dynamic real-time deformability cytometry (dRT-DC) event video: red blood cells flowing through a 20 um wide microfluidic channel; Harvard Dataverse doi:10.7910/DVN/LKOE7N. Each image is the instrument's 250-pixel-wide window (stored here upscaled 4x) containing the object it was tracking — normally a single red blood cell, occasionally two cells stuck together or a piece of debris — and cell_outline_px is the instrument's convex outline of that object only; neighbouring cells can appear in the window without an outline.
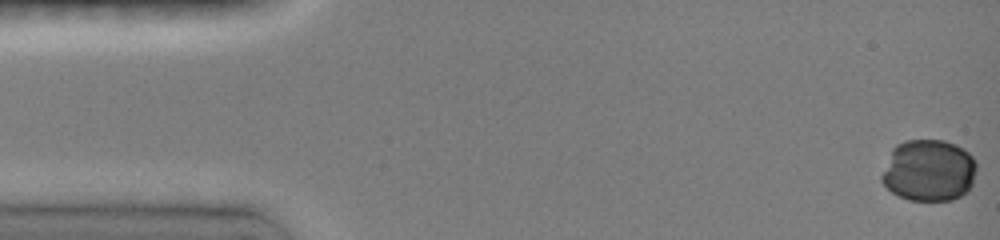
{"species": "common noctule bat (a hibernating species)", "species_latin": "Nyctalus noctula", "temperature_condition": "room temperature", "stored_images_in_passage": 17, "camera_frame_rate_fps": 3000, "um_per_image_px": 0.085, "animal": {"sex": "female", "body_mass_g": 19.0, "forearm_length_mm": 51.5}, "frame": {"image": 1, "passage_image": 1, "time_ms": 0.0, "image_size_px": [1000, 240], "cell_outline_px": [[976, 168], [972, 184], [968, 192], [952, 200], [908, 200], [892, 192], [880, 180], [880, 176], [892, 148], [896, 144], [904, 140], [944, 140], [956, 144], [968, 152], [972, 156], [976, 164]], "centroid_in_image_um": [78.94, 14.48], "position_along_channel_um": 6.1, "area_um2": 34.39}}